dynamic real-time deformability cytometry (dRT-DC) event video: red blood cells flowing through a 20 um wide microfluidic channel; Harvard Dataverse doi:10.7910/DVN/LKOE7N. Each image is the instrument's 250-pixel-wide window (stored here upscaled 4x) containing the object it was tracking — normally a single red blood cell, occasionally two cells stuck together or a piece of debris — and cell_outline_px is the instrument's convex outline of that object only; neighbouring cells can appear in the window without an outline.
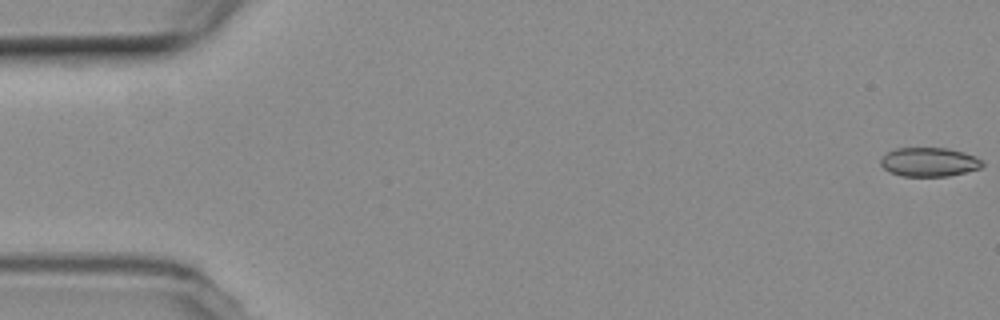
{"species": "common noctule bat (a hibernating species)", "species_latin": "Nyctalus noctula", "temperature_condition": "room temperature", "stored_images_in_passage": 55, "camera_frame_rate_fps": 3000, "um_per_image_px": 0.085, "animal": {"sex": "female", "body_mass_g": 19.3, "forearm_length_mm": 54.1}, "frame": {"image": 1, "passage_image": 1, "time_ms": 0.0, "image_size_px": [1000, 320], "cell_outline_px": [[984, 164], [980, 168], [948, 176], [900, 176], [888, 172], [880, 164], [880, 160], [888, 152], [896, 148], [948, 148], [976, 156]], "centroid_in_image_um": [78.95, 13.77], "position_along_channel_um": 6.0, "area_um2": 17.11}}
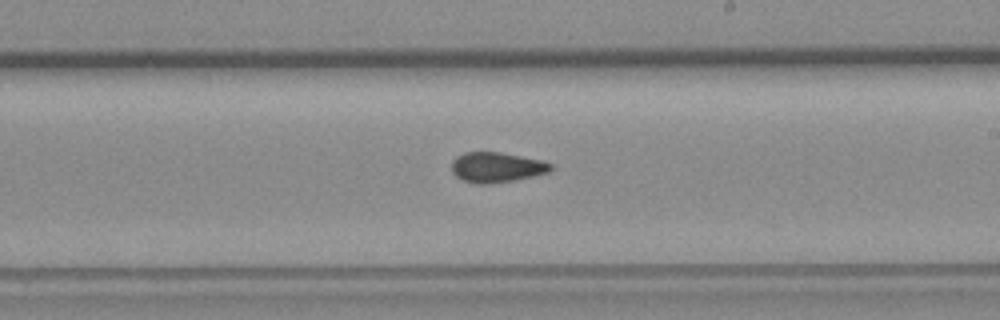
{"frame": {"image": 2, "passage_image": 32, "time_ms": 10.333, "image_size_px": [1000, 320], "cell_outline_px": [[552, 168], [548, 172], [516, 180], [492, 184], [476, 184], [460, 180], [452, 172], [452, 160], [456, 156], [464, 152], [500, 152], [540, 160], [552, 164]], "centroid_in_image_um": [42.16, 14.23], "position_along_channel_um": 246.8, "area_um2": 17.51}}
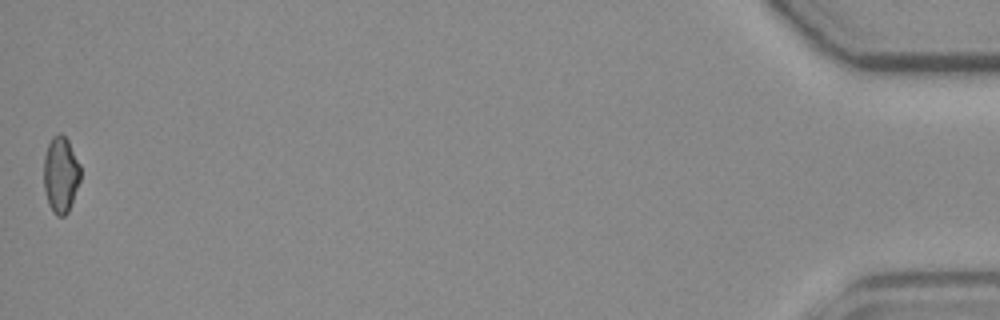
{"frame": {"image": 3, "passage_image": 55, "time_ms": 18.0, "image_size_px": [1000, 320], "cell_outline_px": [[80, 180], [68, 212], [64, 216], [56, 216], [52, 212], [48, 204], [44, 188], [44, 156], [48, 144], [52, 136], [60, 132], [68, 140], [80, 164]], "centroid_in_image_um": [5.15, 14.84], "position_along_channel_um": 430.0, "area_um2": 16.36}, "authors_computed_cell_mechanics": {"area_um2": 17.34, "velocity_mm_per_s": 3.7523, "shape_relaxation_time_tau1_ms": null, "shape_relaxation_time_tau2_ms": 3.1186, "deformation_change_tau1": null, "deformation_change_tau2": 0.0738}}